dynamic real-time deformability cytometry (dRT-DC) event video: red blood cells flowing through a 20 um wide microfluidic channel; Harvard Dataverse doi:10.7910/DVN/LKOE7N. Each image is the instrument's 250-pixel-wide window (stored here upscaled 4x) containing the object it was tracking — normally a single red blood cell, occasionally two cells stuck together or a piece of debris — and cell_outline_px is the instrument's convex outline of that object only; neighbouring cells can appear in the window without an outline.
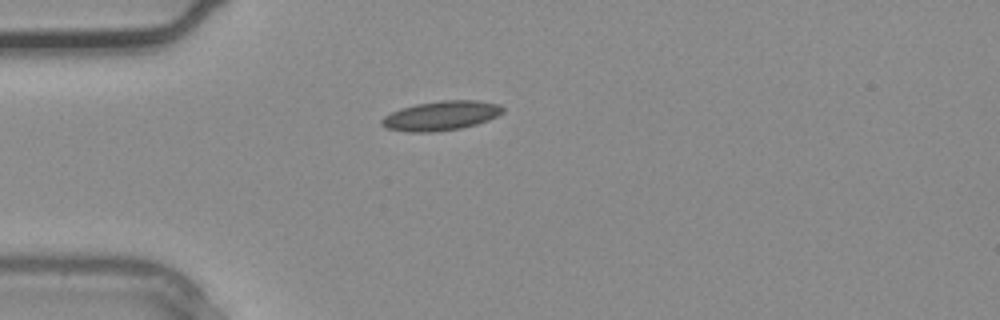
{"species": "common noctule bat (a hibernating species)", "species_latin": "Nyctalus noctula", "temperature_condition": "warm", "stored_images_in_passage": 2, "camera_frame_rate_fps": 3000, "um_per_image_px": 0.085, "animal": {"sex": "male", "body_mass_g": 20.4}, "frame": {"image": 1, "passage_image": 2, "time_ms": 0.333, "image_size_px": [1000, 320], "cell_outline_px": [[504, 112], [488, 120], [476, 124], [460, 128], [436, 132], [408, 132], [384, 128], [380, 124], [380, 120], [384, 116], [400, 108], [416, 104], [440, 100], [476, 100], [500, 104], [504, 108]], "centroid_in_image_um": [37.46, 9.83], "position_along_channel_um": 47.5, "area_um2": 20.92}}